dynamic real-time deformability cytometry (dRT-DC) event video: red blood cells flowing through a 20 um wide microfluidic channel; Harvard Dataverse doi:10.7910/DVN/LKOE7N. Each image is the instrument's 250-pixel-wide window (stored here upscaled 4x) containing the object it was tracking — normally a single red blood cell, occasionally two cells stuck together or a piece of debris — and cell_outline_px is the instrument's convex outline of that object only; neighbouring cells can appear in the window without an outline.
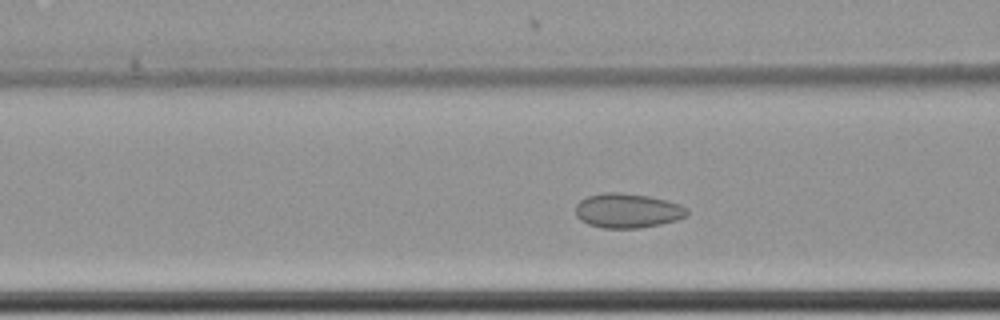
{"species": "common noctule bat (a hibernating species)", "species_latin": "Nyctalus noctula", "temperature_condition": "cold", "stored_images_in_passage": 38, "camera_frame_rate_fps": 3000, "um_per_image_px": 0.085, "animal": {"sex": "female", "body_mass_g": 22.7, "forearm_length_mm": 54.2}, "frame": {"image": 1, "passage_image": 10, "time_ms": 3.0, "image_size_px": [1000, 320], "cell_outline_px": [[688, 216], [676, 220], [660, 224], [640, 228], [604, 228], [588, 224], [580, 220], [576, 216], [576, 204], [580, 200], [588, 196], [604, 192], [620, 192], [648, 196], [680, 204], [688, 208]], "centroid_in_image_um": [53.34, 17.9], "position_along_channel_um": 113.3, "area_um2": 22.48}}
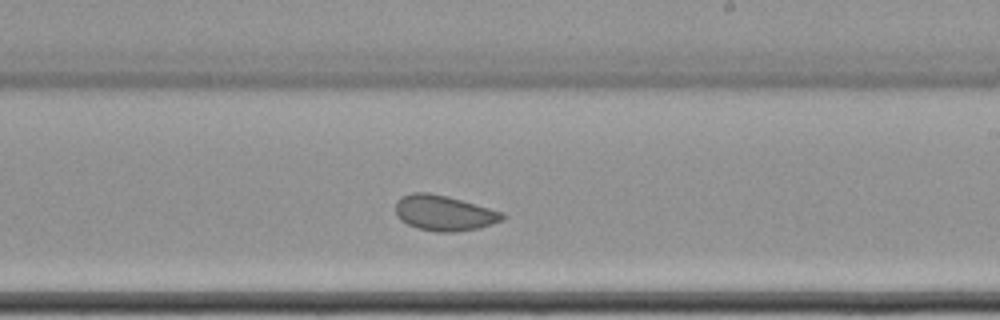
{"frame": {"image": 2, "passage_image": 22, "time_ms": 7.0, "image_size_px": [1000, 320], "cell_outline_px": [[504, 216], [500, 220], [480, 228], [456, 232], [436, 232], [420, 228], [408, 224], [400, 220], [396, 212], [396, 200], [400, 196], [412, 192], [428, 192], [460, 200], [504, 212]], "centroid_in_image_um": [37.7, 18.1], "position_along_channel_um": 251.3, "area_um2": 21.79}}
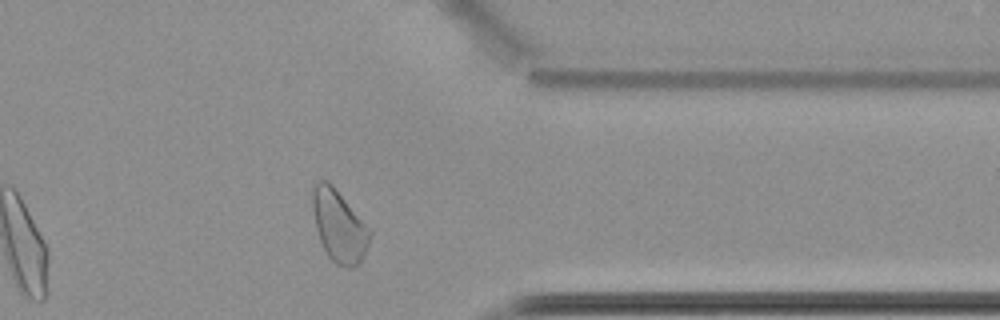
{"frame": {"image": 3, "passage_image": 34, "time_ms": 11.0, "image_size_px": [1000, 320], "cell_outline_px": [[372, 232], [368, 244], [360, 260], [352, 268], [344, 268], [336, 264], [328, 256], [320, 240], [316, 228], [312, 208], [312, 188], [316, 180], [324, 180], [332, 184], [372, 228]], "centroid_in_image_um": [28.82, 19.17], "position_along_channel_um": 382.6, "area_um2": 24.22}, "authors_computed_cell_mechanics": {"area_um2": 22.3397, "velocity_mm_per_s": 3.4548, "shape_relaxation_time_tau1_ms": null, "shape_relaxation_time_tau2_ms": 1.3032, "deformation_change_tau1": null, "deformation_change_tau2": 0.0525}}